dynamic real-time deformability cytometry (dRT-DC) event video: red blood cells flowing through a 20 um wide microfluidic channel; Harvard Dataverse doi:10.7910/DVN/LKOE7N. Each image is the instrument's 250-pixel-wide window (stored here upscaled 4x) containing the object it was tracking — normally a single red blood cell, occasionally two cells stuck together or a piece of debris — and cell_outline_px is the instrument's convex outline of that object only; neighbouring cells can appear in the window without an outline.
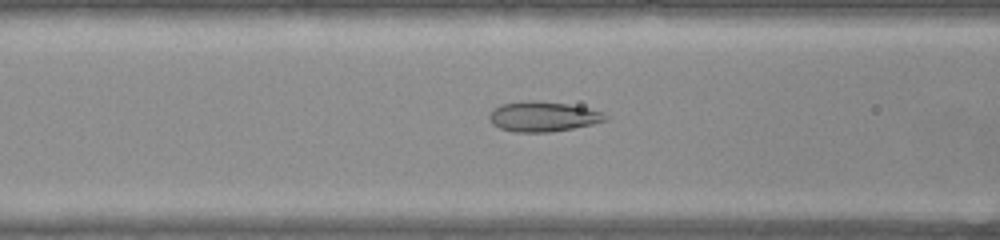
{"species": "common noctule bat (a hibernating species)", "species_latin": "Nyctalus noctula", "temperature_condition": "warm", "stored_images_in_passage": 49, "camera_frame_rate_fps": 3000, "um_per_image_px": 0.085, "animal": {"sex": "female", "body_mass_g": 22.0, "forearm_length_mm": 56.7}, "frame": {"image": 1, "passage_image": 18, "time_ms": 5.667, "image_size_px": [1000, 240], "cell_outline_px": [[608, 120], [592, 124], [572, 128], [548, 132], [516, 132], [500, 128], [492, 124], [488, 116], [492, 108], [500, 104], [528, 100], [532, 100], [568, 104], [588, 108], [604, 112], [608, 116]], "centroid_in_image_um": [46.14, 9.9], "position_along_channel_um": 120.5, "area_um2": 20.4}}
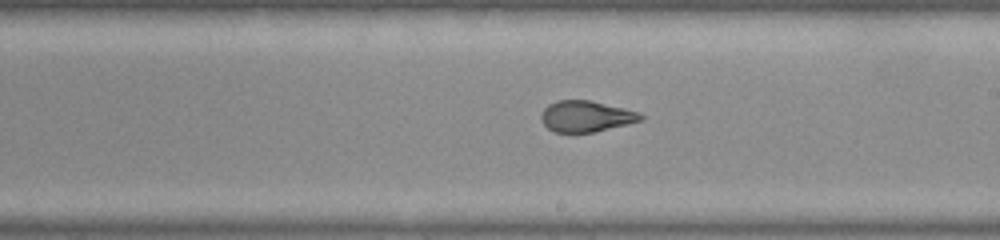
{"frame": {"image": 2, "passage_image": 27, "time_ms": 8.667, "image_size_px": [1000, 240], "cell_outline_px": [[644, 120], [628, 124], [592, 132], [552, 132], [540, 120], [540, 116], [544, 108], [548, 104], [560, 100], [592, 100], [640, 112], [644, 116]], "centroid_in_image_um": [49.82, 9.88], "position_along_channel_um": 239.2, "area_um2": 18.15}}
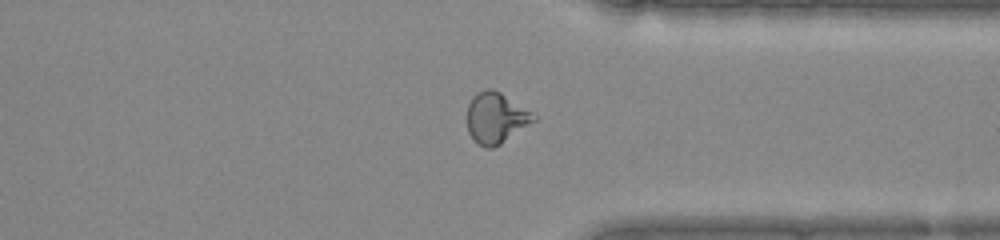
{"frame": {"image": 3, "passage_image": 37, "time_ms": 12.0, "image_size_px": [1000, 240], "cell_outline_px": [[536, 120], [500, 144], [492, 148], [484, 148], [468, 132], [468, 104], [472, 96], [488, 88], [492, 88], [500, 92], [532, 112], [536, 116]], "centroid_in_image_um": [42.16, 10.01], "position_along_channel_um": 369.2, "area_um2": 19.36}, "authors_computed_cell_mechanics": {"area_um2": 19.941, "velocity_mm_per_s": 3.9699, "shape_relaxation_time_tau1_ms": 10.686, "shape_relaxation_time_tau2_ms": 0.556, "deformation_change_tau1": 0.272, "deformation_change_tau2": 0.049}}